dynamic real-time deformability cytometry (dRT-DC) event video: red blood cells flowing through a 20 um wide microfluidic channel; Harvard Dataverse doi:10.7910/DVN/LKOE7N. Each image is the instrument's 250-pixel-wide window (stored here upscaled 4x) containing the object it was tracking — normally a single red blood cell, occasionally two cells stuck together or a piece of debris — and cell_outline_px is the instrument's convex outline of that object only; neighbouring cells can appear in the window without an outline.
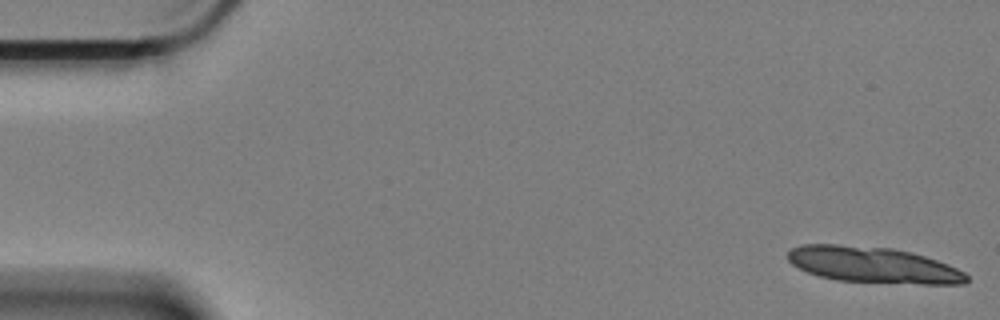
{"species": "Egyptian fruit bat (a non-hibernating species)", "species_latin": "Rousettus aegyptiacus", "temperature_condition": "cold", "stored_images_in_passage": 15, "camera_frame_rate_fps": 3000, "um_per_image_px": 0.085, "animal": {"sex": "female"}, "frame": {"image": 1, "passage_image": 1, "time_ms": 0.0, "image_size_px": [1000, 320], "cell_outline_px": [[968, 280], [964, 284], [924, 284], [836, 280], [820, 276], [808, 272], [792, 264], [788, 260], [788, 252], [792, 248], [800, 244], [840, 244], [892, 248], [912, 252], [948, 264], [964, 272], [968, 276]], "centroid_in_image_um": [74.21, 22.51], "position_along_channel_um": 10.8, "area_um2": 37.45}}